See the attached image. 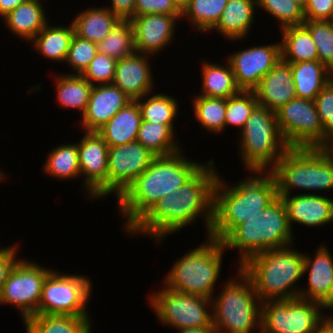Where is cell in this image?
Segmentation results:
<instances>
[{
  "label": "cell",
  "instance_id": "1",
  "mask_svg": "<svg viewBox=\"0 0 333 333\" xmlns=\"http://www.w3.org/2000/svg\"><path fill=\"white\" fill-rule=\"evenodd\" d=\"M213 166V160H209L188 182L160 198L128 232L148 234L160 242L165 235L181 230L201 215L209 235L214 188L220 177Z\"/></svg>",
  "mask_w": 333,
  "mask_h": 333
},
{
  "label": "cell",
  "instance_id": "2",
  "mask_svg": "<svg viewBox=\"0 0 333 333\" xmlns=\"http://www.w3.org/2000/svg\"><path fill=\"white\" fill-rule=\"evenodd\" d=\"M187 160L181 151L155 157L147 169L118 198L119 209L126 218L128 232L165 195L188 182L202 167Z\"/></svg>",
  "mask_w": 333,
  "mask_h": 333
},
{
  "label": "cell",
  "instance_id": "3",
  "mask_svg": "<svg viewBox=\"0 0 333 333\" xmlns=\"http://www.w3.org/2000/svg\"><path fill=\"white\" fill-rule=\"evenodd\" d=\"M252 172L261 176L254 174L229 187L218 177L209 237L222 242L238 225L260 213L277 197V183L272 172L266 171V175H263L264 171Z\"/></svg>",
  "mask_w": 333,
  "mask_h": 333
},
{
  "label": "cell",
  "instance_id": "4",
  "mask_svg": "<svg viewBox=\"0 0 333 333\" xmlns=\"http://www.w3.org/2000/svg\"><path fill=\"white\" fill-rule=\"evenodd\" d=\"M290 246L263 251L252 256L239 268L251 280L262 302L299 297L293 286L304 274V254Z\"/></svg>",
  "mask_w": 333,
  "mask_h": 333
},
{
  "label": "cell",
  "instance_id": "5",
  "mask_svg": "<svg viewBox=\"0 0 333 333\" xmlns=\"http://www.w3.org/2000/svg\"><path fill=\"white\" fill-rule=\"evenodd\" d=\"M285 205L277 196L260 213L238 225L223 241L224 248L240 249L239 266L263 251L290 246L293 241Z\"/></svg>",
  "mask_w": 333,
  "mask_h": 333
},
{
  "label": "cell",
  "instance_id": "6",
  "mask_svg": "<svg viewBox=\"0 0 333 333\" xmlns=\"http://www.w3.org/2000/svg\"><path fill=\"white\" fill-rule=\"evenodd\" d=\"M238 280L231 279L217 298H213L210 309L215 333H252L261 330L260 299L248 276L239 268ZM236 281V282H235ZM214 300V301H213ZM259 300V302H258ZM259 304H258V303ZM258 304V305H257Z\"/></svg>",
  "mask_w": 333,
  "mask_h": 333
},
{
  "label": "cell",
  "instance_id": "7",
  "mask_svg": "<svg viewBox=\"0 0 333 333\" xmlns=\"http://www.w3.org/2000/svg\"><path fill=\"white\" fill-rule=\"evenodd\" d=\"M205 242L176 261L164 281L167 288L212 299L225 248L209 236Z\"/></svg>",
  "mask_w": 333,
  "mask_h": 333
},
{
  "label": "cell",
  "instance_id": "8",
  "mask_svg": "<svg viewBox=\"0 0 333 333\" xmlns=\"http://www.w3.org/2000/svg\"><path fill=\"white\" fill-rule=\"evenodd\" d=\"M277 183V196L291 189H333V162L317 148H289L270 170Z\"/></svg>",
  "mask_w": 333,
  "mask_h": 333
},
{
  "label": "cell",
  "instance_id": "9",
  "mask_svg": "<svg viewBox=\"0 0 333 333\" xmlns=\"http://www.w3.org/2000/svg\"><path fill=\"white\" fill-rule=\"evenodd\" d=\"M240 133L243 164L251 171H266L268 167L270 171L289 149L280 133L275 112L259 104Z\"/></svg>",
  "mask_w": 333,
  "mask_h": 333
},
{
  "label": "cell",
  "instance_id": "10",
  "mask_svg": "<svg viewBox=\"0 0 333 333\" xmlns=\"http://www.w3.org/2000/svg\"><path fill=\"white\" fill-rule=\"evenodd\" d=\"M323 307L300 297L262 302L259 333H317L326 325Z\"/></svg>",
  "mask_w": 333,
  "mask_h": 333
},
{
  "label": "cell",
  "instance_id": "11",
  "mask_svg": "<svg viewBox=\"0 0 333 333\" xmlns=\"http://www.w3.org/2000/svg\"><path fill=\"white\" fill-rule=\"evenodd\" d=\"M53 271L42 286L39 314L89 317L86 305L92 289L90 279Z\"/></svg>",
  "mask_w": 333,
  "mask_h": 333
},
{
  "label": "cell",
  "instance_id": "12",
  "mask_svg": "<svg viewBox=\"0 0 333 333\" xmlns=\"http://www.w3.org/2000/svg\"><path fill=\"white\" fill-rule=\"evenodd\" d=\"M150 304L163 324L173 328L213 327L212 312L207 311L212 300L172 291L166 286L150 297Z\"/></svg>",
  "mask_w": 333,
  "mask_h": 333
},
{
  "label": "cell",
  "instance_id": "13",
  "mask_svg": "<svg viewBox=\"0 0 333 333\" xmlns=\"http://www.w3.org/2000/svg\"><path fill=\"white\" fill-rule=\"evenodd\" d=\"M275 114L289 148H317L324 141L323 123L313 100L296 97Z\"/></svg>",
  "mask_w": 333,
  "mask_h": 333
},
{
  "label": "cell",
  "instance_id": "14",
  "mask_svg": "<svg viewBox=\"0 0 333 333\" xmlns=\"http://www.w3.org/2000/svg\"><path fill=\"white\" fill-rule=\"evenodd\" d=\"M50 272L51 269L47 270L34 262L20 259L3 285L0 303L17 307L23 320L39 314L42 286Z\"/></svg>",
  "mask_w": 333,
  "mask_h": 333
},
{
  "label": "cell",
  "instance_id": "15",
  "mask_svg": "<svg viewBox=\"0 0 333 333\" xmlns=\"http://www.w3.org/2000/svg\"><path fill=\"white\" fill-rule=\"evenodd\" d=\"M156 156L137 140L109 147L107 196L115 192L119 198L151 164Z\"/></svg>",
  "mask_w": 333,
  "mask_h": 333
},
{
  "label": "cell",
  "instance_id": "16",
  "mask_svg": "<svg viewBox=\"0 0 333 333\" xmlns=\"http://www.w3.org/2000/svg\"><path fill=\"white\" fill-rule=\"evenodd\" d=\"M227 59L237 87L253 91L260 80L281 61V44L250 47L231 54Z\"/></svg>",
  "mask_w": 333,
  "mask_h": 333
},
{
  "label": "cell",
  "instance_id": "17",
  "mask_svg": "<svg viewBox=\"0 0 333 333\" xmlns=\"http://www.w3.org/2000/svg\"><path fill=\"white\" fill-rule=\"evenodd\" d=\"M108 151L109 146L97 131H86L78 144L80 175H84V188L91 198L107 196Z\"/></svg>",
  "mask_w": 333,
  "mask_h": 333
},
{
  "label": "cell",
  "instance_id": "18",
  "mask_svg": "<svg viewBox=\"0 0 333 333\" xmlns=\"http://www.w3.org/2000/svg\"><path fill=\"white\" fill-rule=\"evenodd\" d=\"M182 15L146 14L134 16L133 27L136 53L152 55L171 42L175 22Z\"/></svg>",
  "mask_w": 333,
  "mask_h": 333
},
{
  "label": "cell",
  "instance_id": "19",
  "mask_svg": "<svg viewBox=\"0 0 333 333\" xmlns=\"http://www.w3.org/2000/svg\"><path fill=\"white\" fill-rule=\"evenodd\" d=\"M132 99L113 83L94 85L84 114L82 128L98 131Z\"/></svg>",
  "mask_w": 333,
  "mask_h": 333
},
{
  "label": "cell",
  "instance_id": "20",
  "mask_svg": "<svg viewBox=\"0 0 333 333\" xmlns=\"http://www.w3.org/2000/svg\"><path fill=\"white\" fill-rule=\"evenodd\" d=\"M315 255L313 260L304 254V273L309 271V284L305 292L300 290L299 297L328 309L333 303V259L324 246H320Z\"/></svg>",
  "mask_w": 333,
  "mask_h": 333
},
{
  "label": "cell",
  "instance_id": "21",
  "mask_svg": "<svg viewBox=\"0 0 333 333\" xmlns=\"http://www.w3.org/2000/svg\"><path fill=\"white\" fill-rule=\"evenodd\" d=\"M147 54H137L117 60L113 84L132 100L144 98L153 89V78Z\"/></svg>",
  "mask_w": 333,
  "mask_h": 333
},
{
  "label": "cell",
  "instance_id": "22",
  "mask_svg": "<svg viewBox=\"0 0 333 333\" xmlns=\"http://www.w3.org/2000/svg\"><path fill=\"white\" fill-rule=\"evenodd\" d=\"M285 205L288 221L305 226H322L333 222V199L322 195L304 193L280 197Z\"/></svg>",
  "mask_w": 333,
  "mask_h": 333
},
{
  "label": "cell",
  "instance_id": "23",
  "mask_svg": "<svg viewBox=\"0 0 333 333\" xmlns=\"http://www.w3.org/2000/svg\"><path fill=\"white\" fill-rule=\"evenodd\" d=\"M259 105L276 112L296 98L290 65L279 61L253 90Z\"/></svg>",
  "mask_w": 333,
  "mask_h": 333
},
{
  "label": "cell",
  "instance_id": "24",
  "mask_svg": "<svg viewBox=\"0 0 333 333\" xmlns=\"http://www.w3.org/2000/svg\"><path fill=\"white\" fill-rule=\"evenodd\" d=\"M141 122L142 117L138 102L132 100L97 132L109 147L120 146L137 140Z\"/></svg>",
  "mask_w": 333,
  "mask_h": 333
},
{
  "label": "cell",
  "instance_id": "25",
  "mask_svg": "<svg viewBox=\"0 0 333 333\" xmlns=\"http://www.w3.org/2000/svg\"><path fill=\"white\" fill-rule=\"evenodd\" d=\"M254 7H258L257 0H228L218 23L212 29L229 40H242L254 22Z\"/></svg>",
  "mask_w": 333,
  "mask_h": 333
},
{
  "label": "cell",
  "instance_id": "26",
  "mask_svg": "<svg viewBox=\"0 0 333 333\" xmlns=\"http://www.w3.org/2000/svg\"><path fill=\"white\" fill-rule=\"evenodd\" d=\"M288 64L292 70L293 84L297 98L314 101L321 90L333 80V73L319 61Z\"/></svg>",
  "mask_w": 333,
  "mask_h": 333
},
{
  "label": "cell",
  "instance_id": "27",
  "mask_svg": "<svg viewBox=\"0 0 333 333\" xmlns=\"http://www.w3.org/2000/svg\"><path fill=\"white\" fill-rule=\"evenodd\" d=\"M41 4L39 0H27L9 12L3 20L12 33L31 41L48 24Z\"/></svg>",
  "mask_w": 333,
  "mask_h": 333
},
{
  "label": "cell",
  "instance_id": "28",
  "mask_svg": "<svg viewBox=\"0 0 333 333\" xmlns=\"http://www.w3.org/2000/svg\"><path fill=\"white\" fill-rule=\"evenodd\" d=\"M281 60L286 63L318 61V51L310 32L303 26H289L282 30Z\"/></svg>",
  "mask_w": 333,
  "mask_h": 333
},
{
  "label": "cell",
  "instance_id": "29",
  "mask_svg": "<svg viewBox=\"0 0 333 333\" xmlns=\"http://www.w3.org/2000/svg\"><path fill=\"white\" fill-rule=\"evenodd\" d=\"M120 19L107 7L90 8L72 21L75 34L94 43L102 41Z\"/></svg>",
  "mask_w": 333,
  "mask_h": 333
},
{
  "label": "cell",
  "instance_id": "30",
  "mask_svg": "<svg viewBox=\"0 0 333 333\" xmlns=\"http://www.w3.org/2000/svg\"><path fill=\"white\" fill-rule=\"evenodd\" d=\"M90 317L35 314L24 319L26 333H90Z\"/></svg>",
  "mask_w": 333,
  "mask_h": 333
},
{
  "label": "cell",
  "instance_id": "31",
  "mask_svg": "<svg viewBox=\"0 0 333 333\" xmlns=\"http://www.w3.org/2000/svg\"><path fill=\"white\" fill-rule=\"evenodd\" d=\"M48 26L47 24L31 42L44 57L55 61H65L75 34L74 26L72 23L68 27Z\"/></svg>",
  "mask_w": 333,
  "mask_h": 333
},
{
  "label": "cell",
  "instance_id": "32",
  "mask_svg": "<svg viewBox=\"0 0 333 333\" xmlns=\"http://www.w3.org/2000/svg\"><path fill=\"white\" fill-rule=\"evenodd\" d=\"M201 72L202 96L227 99L240 91L229 62L228 66L205 62Z\"/></svg>",
  "mask_w": 333,
  "mask_h": 333
},
{
  "label": "cell",
  "instance_id": "33",
  "mask_svg": "<svg viewBox=\"0 0 333 333\" xmlns=\"http://www.w3.org/2000/svg\"><path fill=\"white\" fill-rule=\"evenodd\" d=\"M174 131L166 124L142 120L137 141L157 156H168L181 151L174 140Z\"/></svg>",
  "mask_w": 333,
  "mask_h": 333
},
{
  "label": "cell",
  "instance_id": "34",
  "mask_svg": "<svg viewBox=\"0 0 333 333\" xmlns=\"http://www.w3.org/2000/svg\"><path fill=\"white\" fill-rule=\"evenodd\" d=\"M56 89L58 102L65 108L80 109L84 114L93 85L88 82L82 75L66 74L57 75Z\"/></svg>",
  "mask_w": 333,
  "mask_h": 333
},
{
  "label": "cell",
  "instance_id": "35",
  "mask_svg": "<svg viewBox=\"0 0 333 333\" xmlns=\"http://www.w3.org/2000/svg\"><path fill=\"white\" fill-rule=\"evenodd\" d=\"M100 53L115 59H122L136 53L133 27L130 20H120L105 36L97 43Z\"/></svg>",
  "mask_w": 333,
  "mask_h": 333
},
{
  "label": "cell",
  "instance_id": "36",
  "mask_svg": "<svg viewBox=\"0 0 333 333\" xmlns=\"http://www.w3.org/2000/svg\"><path fill=\"white\" fill-rule=\"evenodd\" d=\"M44 171L61 180L80 176L78 144H62L54 148L44 165Z\"/></svg>",
  "mask_w": 333,
  "mask_h": 333
},
{
  "label": "cell",
  "instance_id": "37",
  "mask_svg": "<svg viewBox=\"0 0 333 333\" xmlns=\"http://www.w3.org/2000/svg\"><path fill=\"white\" fill-rule=\"evenodd\" d=\"M228 0H189L181 17H189L198 31H208L218 23Z\"/></svg>",
  "mask_w": 333,
  "mask_h": 333
},
{
  "label": "cell",
  "instance_id": "38",
  "mask_svg": "<svg viewBox=\"0 0 333 333\" xmlns=\"http://www.w3.org/2000/svg\"><path fill=\"white\" fill-rule=\"evenodd\" d=\"M193 111L202 128L208 131L224 130L227 99L197 95L193 100Z\"/></svg>",
  "mask_w": 333,
  "mask_h": 333
},
{
  "label": "cell",
  "instance_id": "39",
  "mask_svg": "<svg viewBox=\"0 0 333 333\" xmlns=\"http://www.w3.org/2000/svg\"><path fill=\"white\" fill-rule=\"evenodd\" d=\"M137 99L142 120L168 125L173 131V121L177 115L178 105L175 98L165 94H155L145 101ZM144 102V103H143Z\"/></svg>",
  "mask_w": 333,
  "mask_h": 333
},
{
  "label": "cell",
  "instance_id": "40",
  "mask_svg": "<svg viewBox=\"0 0 333 333\" xmlns=\"http://www.w3.org/2000/svg\"><path fill=\"white\" fill-rule=\"evenodd\" d=\"M303 26L310 32L318 51V61L333 73V22L305 20Z\"/></svg>",
  "mask_w": 333,
  "mask_h": 333
},
{
  "label": "cell",
  "instance_id": "41",
  "mask_svg": "<svg viewBox=\"0 0 333 333\" xmlns=\"http://www.w3.org/2000/svg\"><path fill=\"white\" fill-rule=\"evenodd\" d=\"M258 105L253 91L240 90L237 94L227 98L225 124L240 127L242 130L254 108Z\"/></svg>",
  "mask_w": 333,
  "mask_h": 333
},
{
  "label": "cell",
  "instance_id": "42",
  "mask_svg": "<svg viewBox=\"0 0 333 333\" xmlns=\"http://www.w3.org/2000/svg\"><path fill=\"white\" fill-rule=\"evenodd\" d=\"M257 6L278 19L281 29L303 25L305 21L304 10L293 0H257Z\"/></svg>",
  "mask_w": 333,
  "mask_h": 333
},
{
  "label": "cell",
  "instance_id": "43",
  "mask_svg": "<svg viewBox=\"0 0 333 333\" xmlns=\"http://www.w3.org/2000/svg\"><path fill=\"white\" fill-rule=\"evenodd\" d=\"M97 52V43L74 34L65 61L77 71V75H81L94 59Z\"/></svg>",
  "mask_w": 333,
  "mask_h": 333
},
{
  "label": "cell",
  "instance_id": "44",
  "mask_svg": "<svg viewBox=\"0 0 333 333\" xmlns=\"http://www.w3.org/2000/svg\"><path fill=\"white\" fill-rule=\"evenodd\" d=\"M116 64L117 59L98 51L81 75L93 86L95 85L94 82L99 83V85L111 84L115 77Z\"/></svg>",
  "mask_w": 333,
  "mask_h": 333
},
{
  "label": "cell",
  "instance_id": "45",
  "mask_svg": "<svg viewBox=\"0 0 333 333\" xmlns=\"http://www.w3.org/2000/svg\"><path fill=\"white\" fill-rule=\"evenodd\" d=\"M324 127V139L333 134V80L314 99Z\"/></svg>",
  "mask_w": 333,
  "mask_h": 333
},
{
  "label": "cell",
  "instance_id": "46",
  "mask_svg": "<svg viewBox=\"0 0 333 333\" xmlns=\"http://www.w3.org/2000/svg\"><path fill=\"white\" fill-rule=\"evenodd\" d=\"M146 14L182 15L173 0H136L134 16Z\"/></svg>",
  "mask_w": 333,
  "mask_h": 333
},
{
  "label": "cell",
  "instance_id": "47",
  "mask_svg": "<svg viewBox=\"0 0 333 333\" xmlns=\"http://www.w3.org/2000/svg\"><path fill=\"white\" fill-rule=\"evenodd\" d=\"M304 16L305 20H332L333 0H308Z\"/></svg>",
  "mask_w": 333,
  "mask_h": 333
},
{
  "label": "cell",
  "instance_id": "48",
  "mask_svg": "<svg viewBox=\"0 0 333 333\" xmlns=\"http://www.w3.org/2000/svg\"><path fill=\"white\" fill-rule=\"evenodd\" d=\"M16 246H9L2 248L0 251V294L5 281L7 280L9 273L12 271L16 263L19 261L16 258Z\"/></svg>",
  "mask_w": 333,
  "mask_h": 333
},
{
  "label": "cell",
  "instance_id": "49",
  "mask_svg": "<svg viewBox=\"0 0 333 333\" xmlns=\"http://www.w3.org/2000/svg\"><path fill=\"white\" fill-rule=\"evenodd\" d=\"M136 0H112L110 8L107 7L120 20H131L134 17Z\"/></svg>",
  "mask_w": 333,
  "mask_h": 333
},
{
  "label": "cell",
  "instance_id": "50",
  "mask_svg": "<svg viewBox=\"0 0 333 333\" xmlns=\"http://www.w3.org/2000/svg\"><path fill=\"white\" fill-rule=\"evenodd\" d=\"M333 134L327 136L317 149L331 162H333Z\"/></svg>",
  "mask_w": 333,
  "mask_h": 333
},
{
  "label": "cell",
  "instance_id": "51",
  "mask_svg": "<svg viewBox=\"0 0 333 333\" xmlns=\"http://www.w3.org/2000/svg\"><path fill=\"white\" fill-rule=\"evenodd\" d=\"M26 1L27 0H0V16L5 17L9 12Z\"/></svg>",
  "mask_w": 333,
  "mask_h": 333
},
{
  "label": "cell",
  "instance_id": "52",
  "mask_svg": "<svg viewBox=\"0 0 333 333\" xmlns=\"http://www.w3.org/2000/svg\"><path fill=\"white\" fill-rule=\"evenodd\" d=\"M179 333H215L213 327L179 329Z\"/></svg>",
  "mask_w": 333,
  "mask_h": 333
},
{
  "label": "cell",
  "instance_id": "53",
  "mask_svg": "<svg viewBox=\"0 0 333 333\" xmlns=\"http://www.w3.org/2000/svg\"><path fill=\"white\" fill-rule=\"evenodd\" d=\"M173 2L182 11L188 4L189 0H173Z\"/></svg>",
  "mask_w": 333,
  "mask_h": 333
},
{
  "label": "cell",
  "instance_id": "54",
  "mask_svg": "<svg viewBox=\"0 0 333 333\" xmlns=\"http://www.w3.org/2000/svg\"><path fill=\"white\" fill-rule=\"evenodd\" d=\"M330 310L333 309V303L328 307ZM326 324L333 330V317H326Z\"/></svg>",
  "mask_w": 333,
  "mask_h": 333
},
{
  "label": "cell",
  "instance_id": "55",
  "mask_svg": "<svg viewBox=\"0 0 333 333\" xmlns=\"http://www.w3.org/2000/svg\"><path fill=\"white\" fill-rule=\"evenodd\" d=\"M293 1L304 10L308 0H293Z\"/></svg>",
  "mask_w": 333,
  "mask_h": 333
},
{
  "label": "cell",
  "instance_id": "56",
  "mask_svg": "<svg viewBox=\"0 0 333 333\" xmlns=\"http://www.w3.org/2000/svg\"><path fill=\"white\" fill-rule=\"evenodd\" d=\"M317 333H333V330L326 324L319 332Z\"/></svg>",
  "mask_w": 333,
  "mask_h": 333
},
{
  "label": "cell",
  "instance_id": "57",
  "mask_svg": "<svg viewBox=\"0 0 333 333\" xmlns=\"http://www.w3.org/2000/svg\"><path fill=\"white\" fill-rule=\"evenodd\" d=\"M4 176V174L1 172V170H0V181L2 180V179H4V178H2Z\"/></svg>",
  "mask_w": 333,
  "mask_h": 333
}]
</instances>
